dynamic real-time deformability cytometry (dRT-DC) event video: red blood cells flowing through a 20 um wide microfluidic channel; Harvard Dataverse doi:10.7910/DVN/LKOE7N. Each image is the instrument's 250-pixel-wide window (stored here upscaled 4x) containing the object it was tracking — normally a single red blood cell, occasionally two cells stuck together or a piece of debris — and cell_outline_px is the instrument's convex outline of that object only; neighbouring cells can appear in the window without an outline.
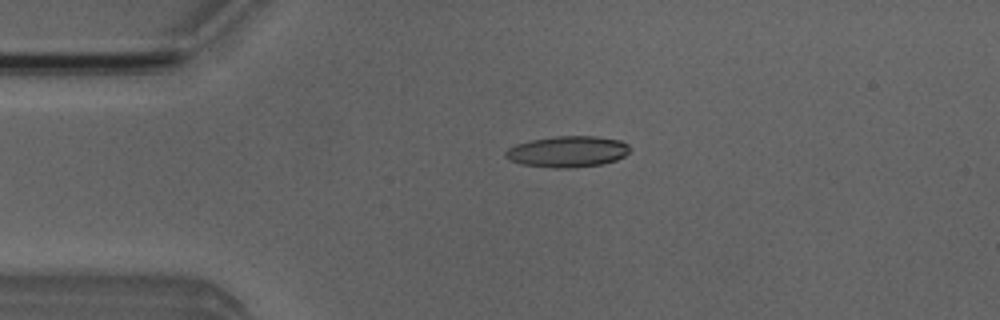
{"species": "Egyptian fruit bat (a non-hibernating species)", "species_latin": "Rousettus aegyptiacus", "temperature_condition": "room temperature", "stored_images_in_passage": 4, "camera_frame_rate_fps": 3000, "um_per_image_px": 0.085, "animal": {"sex": "male"}, "frame": {"image": 1, "passage_image": 3, "time_ms": 2.333, "image_size_px": [1000, 320], "cell_outline_px": [[632, 148], [624, 156], [616, 160], [604, 164], [572, 168], [552, 168], [520, 164], [508, 160], [504, 156], [504, 152], [508, 148], [516, 144], [532, 140], [556, 136], [596, 136], [620, 140], [628, 144]], "centroid_in_image_um": [48.24, 12.89], "position_along_channel_um": 36.8, "area_um2": 22.83}}